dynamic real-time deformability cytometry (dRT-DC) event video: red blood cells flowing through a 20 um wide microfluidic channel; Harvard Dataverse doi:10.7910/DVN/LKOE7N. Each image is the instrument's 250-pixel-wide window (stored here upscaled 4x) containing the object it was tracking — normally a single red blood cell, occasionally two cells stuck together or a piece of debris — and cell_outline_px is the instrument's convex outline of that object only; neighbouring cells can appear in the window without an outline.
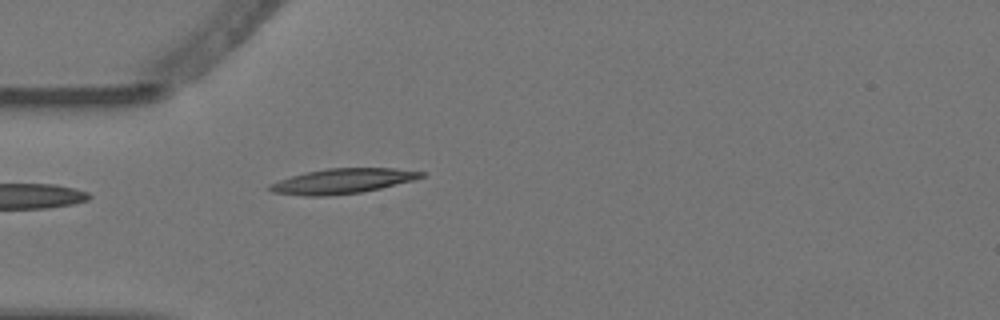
{"species": "Egyptian fruit bat (a non-hibernating species)", "species_latin": "Rousettus aegyptiacus", "temperature_condition": "warm", "stored_images_in_passage": 5, "camera_frame_rate_fps": 3000, "um_per_image_px": 0.085, "animal": {"sex": "female"}, "frame": {"image": 1, "passage_image": 5, "time_ms": 1.333, "image_size_px": [1000, 320], "cell_outline_px": [[428, 172], [424, 176], [412, 180], [380, 188], [360, 192], [324, 196], [304, 196], [272, 192], [268, 188], [268, 184], [292, 176], [308, 172], [328, 168], [396, 168]], "centroid_in_image_um": [29.12, 15.39], "position_along_channel_um": 55.9, "area_um2": 21.85}}